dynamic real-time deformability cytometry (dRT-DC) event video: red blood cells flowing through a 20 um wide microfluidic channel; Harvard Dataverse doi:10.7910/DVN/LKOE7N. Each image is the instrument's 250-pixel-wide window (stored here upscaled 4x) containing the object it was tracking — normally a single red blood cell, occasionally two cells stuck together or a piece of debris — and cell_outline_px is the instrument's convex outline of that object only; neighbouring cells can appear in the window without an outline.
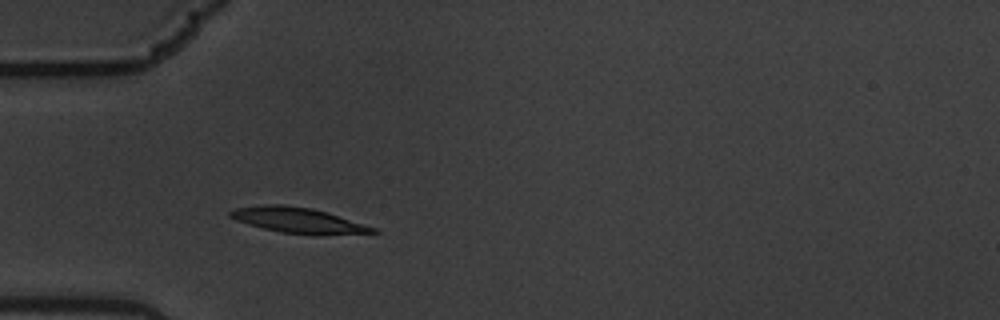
{"species": "common noctule bat (a hibernating species)", "species_latin": "Nyctalus noctula", "temperature_condition": "warm", "stored_images_in_passage": 3, "camera_frame_rate_fps": 3000, "um_per_image_px": 0.085, "animal": {"sex": "male", "body_mass_g": 19.5, "forearm_length_mm": 54.6}, "frame": {"image": 1, "passage_image": 2, "time_ms": 0.333, "image_size_px": [1000, 320], "cell_outline_px": [[380, 232], [320, 236], [316, 236], [280, 232], [248, 224], [236, 220], [228, 216], [228, 212], [236, 208], [264, 204], [280, 204], [312, 208], [328, 212], [376, 228]], "centroid_in_image_um": [25.37, 18.74], "position_along_channel_um": 59.6, "area_um2": 21.44}}
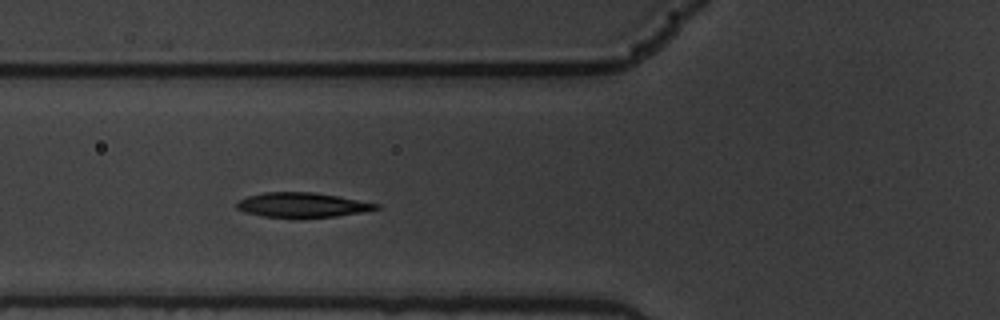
{"frame": {"image": 2, "passage_image": 3, "time_ms": 0.667, "image_size_px": [1000, 320], "cell_outline_px": [[380, 208], [360, 212], [336, 216], [300, 220], [296, 220], [260, 216], [244, 212], [236, 208], [236, 200], [248, 196], [264, 192], [312, 192], [340, 196], [380, 204]], "centroid_in_image_um": [25.63, 17.45], "position_along_channel_um": 100.2, "area_um2": 20.87}}